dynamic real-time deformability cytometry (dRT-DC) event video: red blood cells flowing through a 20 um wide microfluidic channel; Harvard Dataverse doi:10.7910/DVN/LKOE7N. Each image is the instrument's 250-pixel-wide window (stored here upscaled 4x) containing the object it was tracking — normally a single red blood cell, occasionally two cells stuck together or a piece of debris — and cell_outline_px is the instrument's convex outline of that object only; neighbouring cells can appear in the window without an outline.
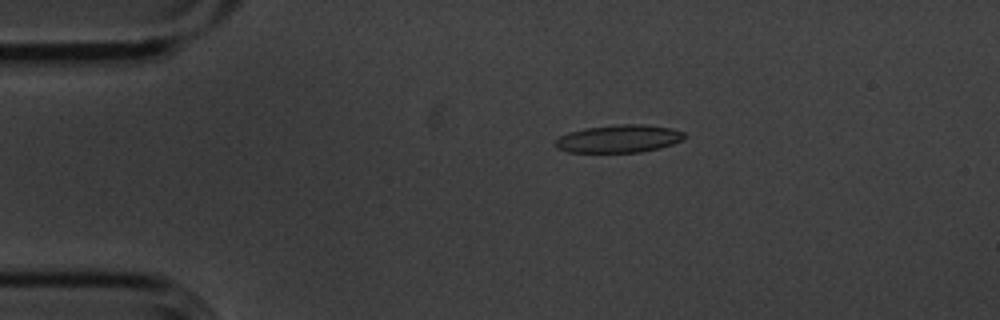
{"species": "common noctule bat (a hibernating species)", "species_latin": "Nyctalus noctula", "temperature_condition": "cold", "stored_images_in_passage": 51, "camera_frame_rate_fps": 3000, "um_per_image_px": 0.085, "animal": {"sex": "male", "body_mass_g": 20.1, "forearm_length_mm": 53.5}, "frame": {"image": 1, "passage_image": 7, "time_ms": 2.0, "image_size_px": [1000, 320], "cell_outline_px": [[688, 136], [672, 144], [660, 148], [640, 152], [568, 152], [556, 148], [552, 144], [560, 136], [568, 132], [584, 128], [620, 124], [644, 124], [672, 128], [684, 132]], "centroid_in_image_um": [52.59, 11.79], "position_along_channel_um": 32.4, "area_um2": 21.04}}
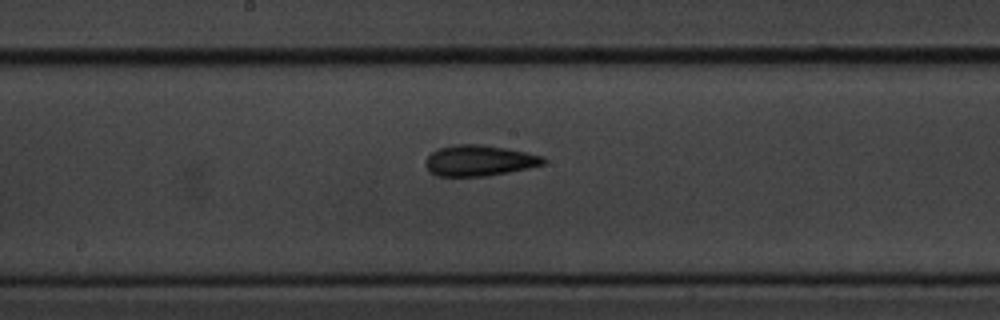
{"frame": {"image": 2, "passage_image": 25, "time_ms": 8.0, "image_size_px": [1000, 320], "cell_outline_px": [[548, 160], [544, 164], [508, 172], [488, 176], [436, 176], [428, 172], [424, 164], [428, 156], [432, 152], [440, 148], [456, 144], [480, 144], [504, 148], [544, 156]], "centroid_in_image_um": [40.71, 13.66], "position_along_channel_um": 207.5, "area_um2": 21.15}}
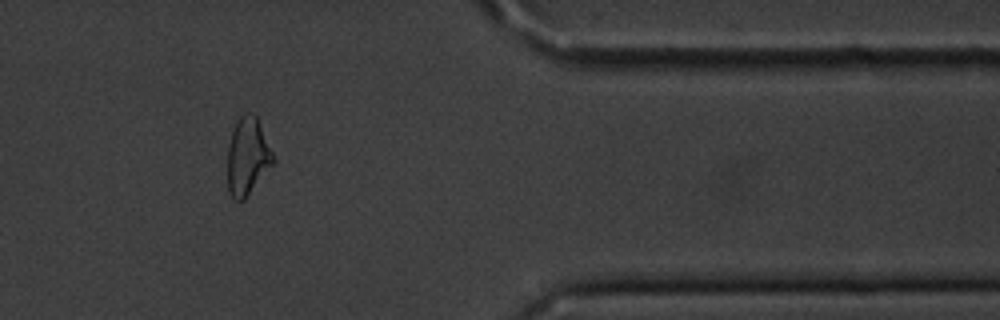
{"frame": {"image": 3, "passage_image": 42, "time_ms": 13.667, "image_size_px": [1000, 320], "cell_outline_px": [[276, 160], [244, 200], [236, 200], [228, 192], [228, 148], [232, 132], [236, 120], [244, 112], [248, 112], [256, 116]], "centroid_in_image_um": [21.04, 13.29], "position_along_channel_um": 390.4, "area_um2": 20.35}, "authors_computed_cell_mechanics": {"area_um2": 20.808, "velocity_mm_per_s": 3.6058, "shape_relaxation_time_tau1_ms": 6.2575, "shape_relaxation_time_tau2_ms": 4.1427, "deformation_change_tau1": 0.1408, "deformation_change_tau2": 0.1408}}